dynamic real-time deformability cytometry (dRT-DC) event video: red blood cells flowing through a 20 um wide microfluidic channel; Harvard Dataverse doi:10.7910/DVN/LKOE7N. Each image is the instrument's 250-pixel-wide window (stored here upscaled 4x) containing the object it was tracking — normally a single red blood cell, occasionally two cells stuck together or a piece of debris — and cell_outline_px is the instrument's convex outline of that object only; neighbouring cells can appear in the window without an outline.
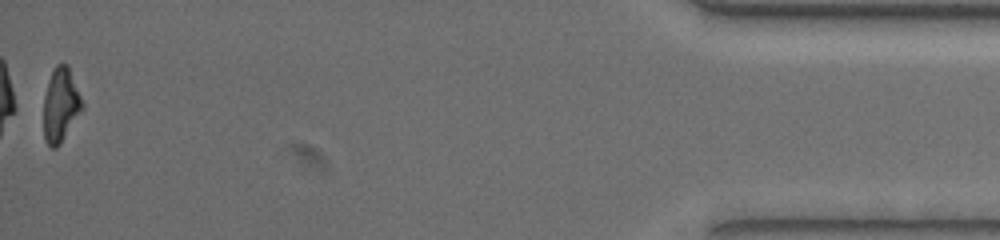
{"species": "common noctule bat (a hibernating species)", "species_latin": "Nyctalus noctula", "temperature_condition": "warm", "stored_images_in_passage": 42, "camera_frame_rate_fps": 3000, "um_per_image_px": 0.085, "animal": {"sex": "female", "body_mass_g": 19.5, "forearm_length_mm": 54.1}, "frame": {"image": 1, "passage_image": 42, "time_ms": 13.667, "image_size_px": [1000, 240], "cell_outline_px": [[84, 108], [60, 144], [56, 148], [52, 148], [44, 140], [44, 96], [48, 80], [56, 64], [68, 64], [84, 104]], "centroid_in_image_um": [5.17, 8.93], "position_along_channel_um": 430.0, "area_um2": 16.7}, "authors_computed_cell_mechanics": {"area_um2": 18.6983, "velocity_mm_per_s": 3.3101, "shape_relaxation_time_tau1_ms": 4.3052, "shape_relaxation_time_tau2_ms": 7.3783, "deformation_change_tau1": 0.1693, "deformation_change_tau2": 0.1598}}